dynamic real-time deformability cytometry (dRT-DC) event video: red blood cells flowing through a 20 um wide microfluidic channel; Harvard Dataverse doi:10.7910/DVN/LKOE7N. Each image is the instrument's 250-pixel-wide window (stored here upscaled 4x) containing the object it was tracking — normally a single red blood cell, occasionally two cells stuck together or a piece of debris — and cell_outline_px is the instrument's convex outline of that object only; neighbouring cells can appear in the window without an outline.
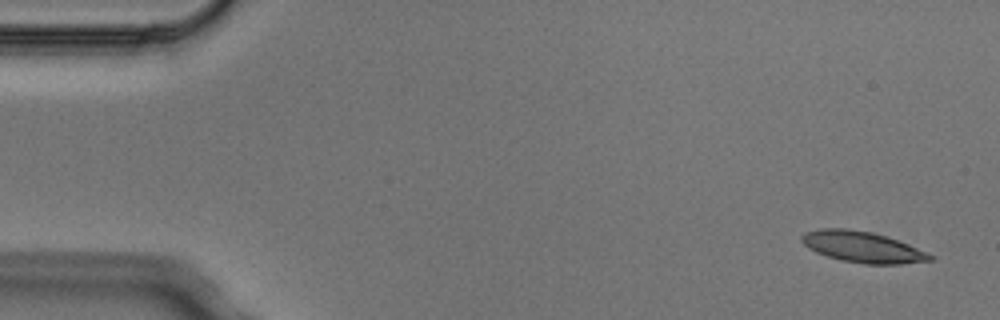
{"species": "Egyptian fruit bat (a non-hibernating species)", "species_latin": "Rousettus aegyptiacus", "temperature_condition": "cold", "stored_images_in_passage": 5, "camera_frame_rate_fps": 3000, "um_per_image_px": 0.085, "animal": {"sex": "male"}, "frame": {"image": 1, "passage_image": 1, "time_ms": 0.0, "image_size_px": [1000, 320], "cell_outline_px": [[936, 260], [900, 264], [864, 264], [840, 260], [816, 252], [808, 248], [800, 240], [800, 236], [804, 232], [820, 228], [848, 228], [872, 232], [908, 244], [928, 252], [936, 256]], "centroid_in_image_um": [73.32, 20.99], "position_along_channel_um": 11.7, "area_um2": 23.41}}
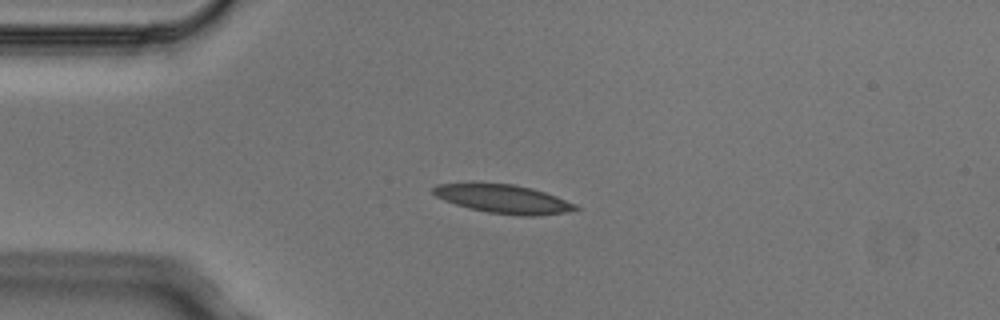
{"frame": {"image": 2, "passage_image": 4, "time_ms": 1.0, "image_size_px": [1000, 320], "cell_outline_px": [[580, 208], [564, 212], [536, 216], [520, 216], [488, 212], [468, 208], [444, 200], [436, 196], [432, 192], [432, 188], [436, 184], [468, 180], [472, 180], [516, 184], [532, 188], [556, 196], [576, 204]], "centroid_in_image_um": [42.67, 16.85], "position_along_channel_um": 42.3, "area_um2": 24.62}}